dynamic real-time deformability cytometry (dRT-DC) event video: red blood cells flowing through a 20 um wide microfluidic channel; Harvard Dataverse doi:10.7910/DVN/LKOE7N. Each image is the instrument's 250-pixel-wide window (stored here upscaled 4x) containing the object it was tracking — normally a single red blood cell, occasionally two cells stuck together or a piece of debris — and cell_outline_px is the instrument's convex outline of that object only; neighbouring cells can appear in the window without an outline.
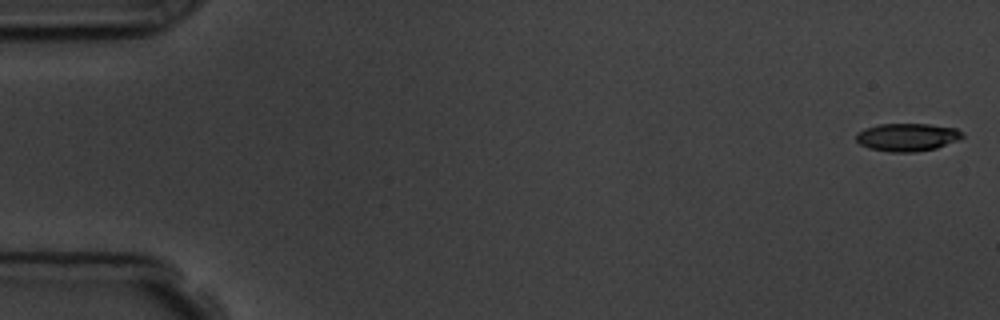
{"species": "common noctule bat (a hibernating species)", "species_latin": "Nyctalus noctula", "temperature_condition": "room temperature", "stored_images_in_passage": 57, "camera_frame_rate_fps": 3000, "um_per_image_px": 0.085, "animal": {"sex": "male", "body_mass_g": 19.5, "forearm_length_mm": 54.6}, "frame": {"image": 1, "passage_image": 1, "time_ms": 0.0, "image_size_px": [1000, 320], "cell_outline_px": [[964, 136], [956, 140], [936, 148], [916, 152], [888, 152], [868, 148], [860, 144], [856, 140], [856, 132], [864, 128], [880, 124], [928, 124], [956, 128]], "centroid_in_image_um": [77.06, 11.66], "position_along_channel_um": 7.9, "area_um2": 17.22}}
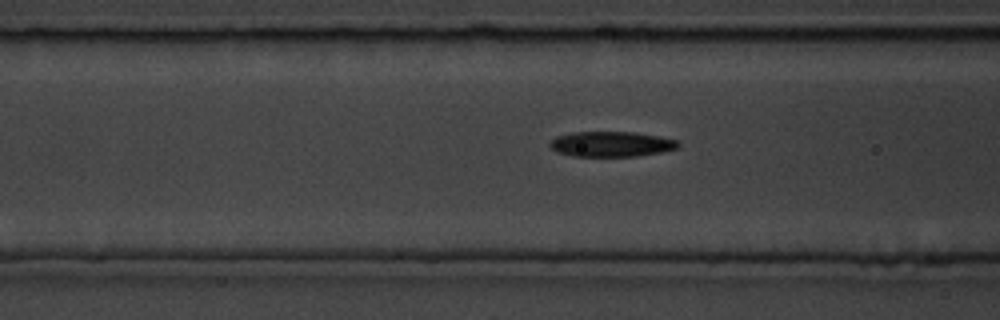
{"frame": {"image": 2, "passage_image": 22, "time_ms": 7.0, "image_size_px": [1000, 320], "cell_outline_px": [[680, 144], [676, 148], [660, 152], [636, 156], [572, 156], [556, 152], [548, 144], [556, 136], [572, 132], [636, 132], [676, 140]], "centroid_in_image_um": [51.91, 12.24], "position_along_channel_um": 114.7, "area_um2": 18.73}}
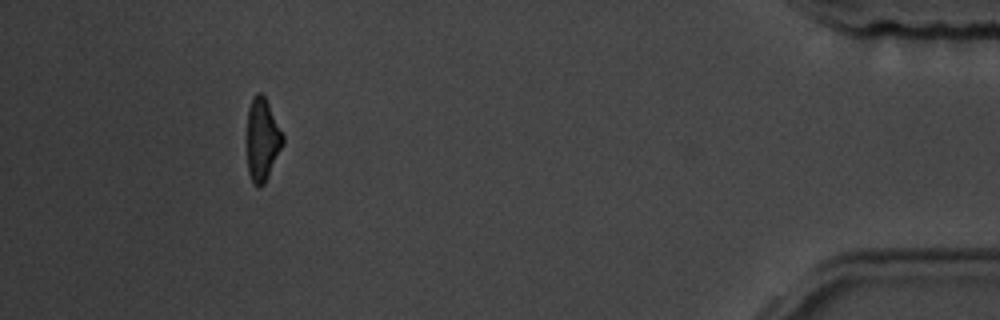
{"frame": {"image": 3, "passage_image": 52, "time_ms": 17.0, "image_size_px": [1000, 320], "cell_outline_px": [[284, 144], [264, 184], [260, 188], [256, 188], [252, 184], [248, 172], [248, 108], [256, 92], [260, 92], [264, 96], [284, 136]], "centroid_in_image_um": [22.3, 11.92], "position_along_channel_um": 412.9, "area_um2": 17.11}, "authors_computed_cell_mechanics": {"area_um2": 18.3804, "velocity_mm_per_s": 3.6161, "shape_relaxation_time_tau1_ms": 3.8816, "shape_relaxation_time_tau2_ms": 5.4326, "deformation_change_tau1": 0.1447, "deformation_change_tau2": 0.1599}}